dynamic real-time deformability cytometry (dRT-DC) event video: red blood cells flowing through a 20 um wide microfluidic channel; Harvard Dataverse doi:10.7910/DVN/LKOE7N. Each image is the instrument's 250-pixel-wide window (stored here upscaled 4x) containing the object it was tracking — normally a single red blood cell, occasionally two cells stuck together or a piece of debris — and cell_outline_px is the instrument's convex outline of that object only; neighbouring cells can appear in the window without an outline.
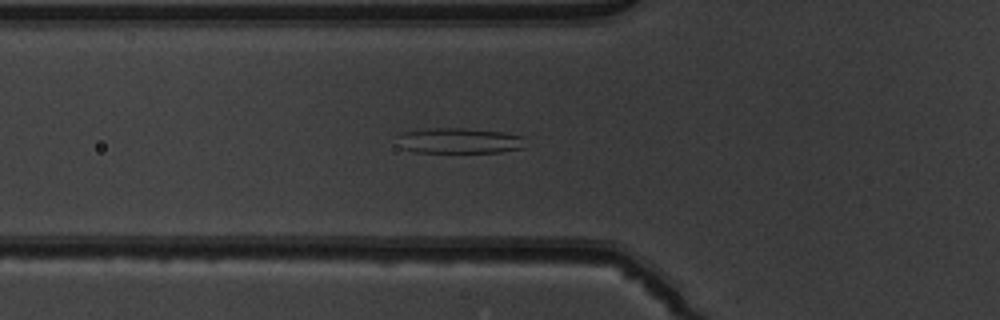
{"species": "common noctule bat (a hibernating species)", "species_latin": "Nyctalus noctula", "temperature_condition": "warm", "stored_images_in_passage": 42, "segment_of_instrument_passage": [1, 2], "camera_frame_rate_fps": 3000, "um_per_image_px": 0.085, "animal": {"sex": "male", "body_mass_g": 19.5, "forearm_length_mm": 54.6}, "frame": {"image": 1, "passage_image": 13, "time_ms": 4.0, "image_size_px": [1000, 320], "cell_outline_px": [[524, 148], [500, 152], [412, 152], [400, 148], [400, 136], [404, 132], [428, 128], [464, 128], [504, 132], [524, 136]], "centroid_in_image_um": [39.08, 11.96], "position_along_channel_um": 86.7, "area_um2": 19.02}}
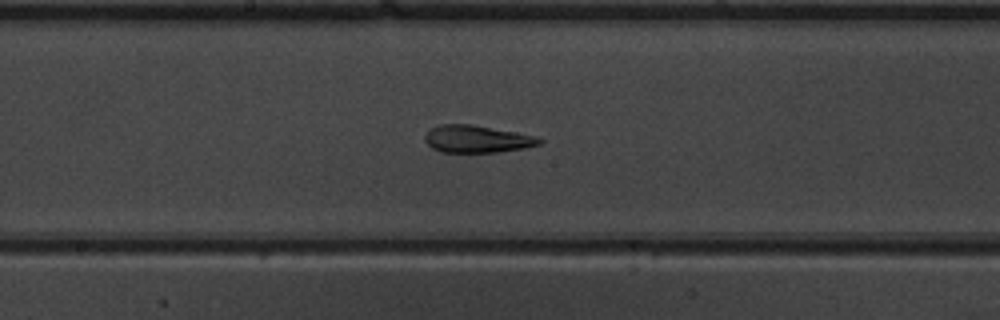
{"frame": {"image": 2, "passage_image": 22, "time_ms": 7.0, "image_size_px": [1000, 320], "cell_outline_px": [[544, 140], [540, 144], [524, 148], [496, 152], [440, 152], [432, 148], [424, 140], [424, 136], [432, 128], [440, 124], [472, 124], [516, 132], [532, 136]], "centroid_in_image_um": [40.51, 11.81], "position_along_channel_um": 207.7, "area_um2": 18.09}}
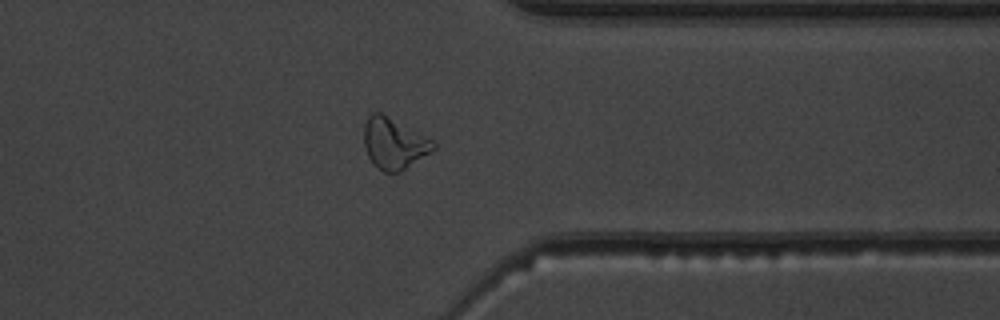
{"frame": {"image": 3, "passage_image": 35, "time_ms": 11.333, "image_size_px": [1000, 320], "cell_outline_px": [[436, 148], [432, 152], [400, 172], [384, 172], [368, 156], [364, 144], [364, 124], [368, 116], [372, 112], [380, 112], [432, 140], [436, 144]], "centroid_in_image_um": [33.49, 12.19], "position_along_channel_um": 377.9, "area_um2": 20.29}}